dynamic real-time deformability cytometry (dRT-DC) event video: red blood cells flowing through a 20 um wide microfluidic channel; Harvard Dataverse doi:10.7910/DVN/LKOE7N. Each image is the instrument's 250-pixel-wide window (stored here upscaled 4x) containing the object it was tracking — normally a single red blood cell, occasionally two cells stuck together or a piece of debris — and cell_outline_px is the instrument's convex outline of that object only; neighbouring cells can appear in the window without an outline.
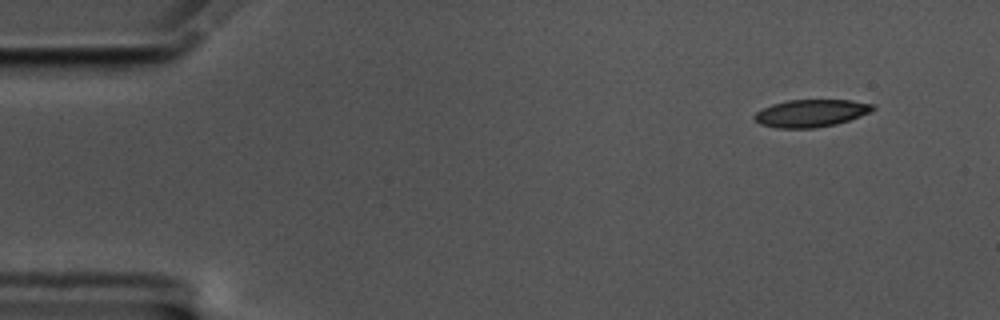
{"species": "common noctule bat (a hibernating species)", "species_latin": "Nyctalus noctula", "temperature_condition": "cold", "stored_images_in_passage": 11, "camera_frame_rate_fps": 3000, "um_per_image_px": 0.085, "animal": {"sex": "male", "body_mass_g": 17.5, "forearm_length_mm": 52.3}, "frame": {"image": 1, "passage_image": 1, "time_ms": 0.0, "image_size_px": [1000, 320], "cell_outline_px": [[876, 108], [860, 116], [836, 124], [816, 128], [776, 128], [760, 124], [752, 116], [756, 112], [772, 104], [788, 100], [852, 100], [872, 104]], "centroid_in_image_um": [68.91, 9.62], "position_along_channel_um": 16.1, "area_um2": 18.84}}